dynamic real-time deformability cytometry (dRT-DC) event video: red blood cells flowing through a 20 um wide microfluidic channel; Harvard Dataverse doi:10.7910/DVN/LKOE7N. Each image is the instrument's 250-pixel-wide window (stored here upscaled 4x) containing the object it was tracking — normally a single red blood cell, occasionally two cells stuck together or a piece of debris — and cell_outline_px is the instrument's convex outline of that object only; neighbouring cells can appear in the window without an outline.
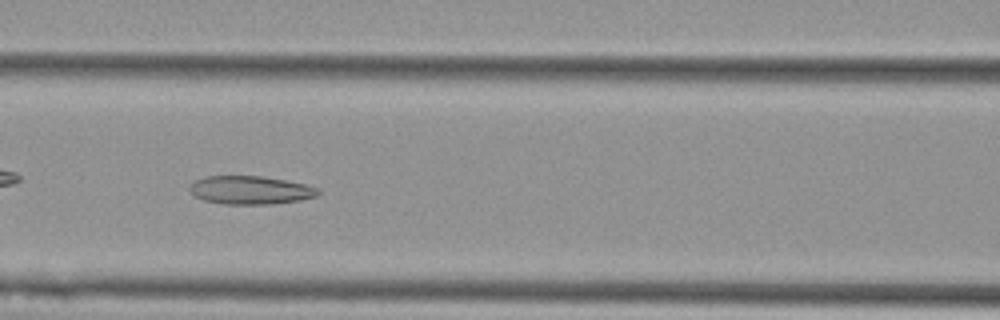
{"species": "Egyptian fruit bat (a non-hibernating species)", "species_latin": "Rousettus aegyptiacus", "temperature_condition": "cold", "stored_images_in_passage": 10, "camera_frame_rate_fps": 3000, "um_per_image_px": 0.085, "animal": {"sex": "female"}, "frame": {"image": 1, "passage_image": 7, "time_ms": 2.0, "image_size_px": [1000, 320], "cell_outline_px": [[320, 192], [316, 196], [300, 200], [268, 204], [224, 204], [204, 200], [196, 196], [188, 188], [196, 180], [204, 176], [264, 176], [304, 184], [320, 188]], "centroid_in_image_um": [21.3, 16.15], "position_along_channel_um": 145.3, "area_um2": 21.04}}
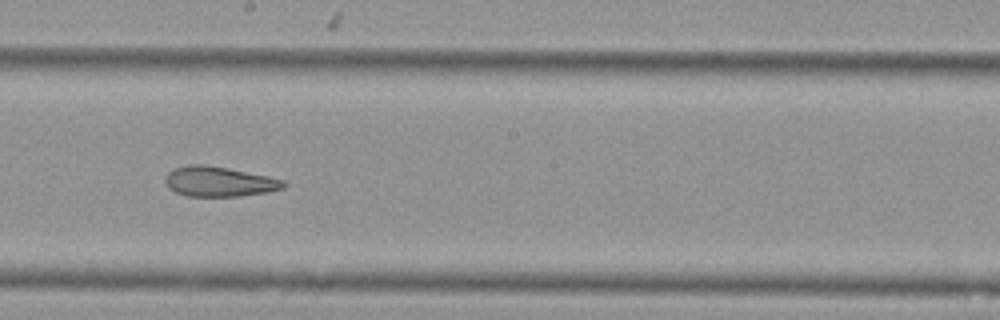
{"frame": {"image": 2, "passage_image": 9, "time_ms": 2.667, "image_size_px": [1000, 320], "cell_outline_px": [[288, 184], [284, 188], [268, 192], [240, 196], [188, 196], [176, 192], [168, 188], [164, 180], [168, 172], [172, 168], [188, 164], [204, 164], [228, 168], [268, 176], [284, 180]], "centroid_in_image_um": [18.62, 15.43], "position_along_channel_um": 229.6, "area_um2": 20.87}}
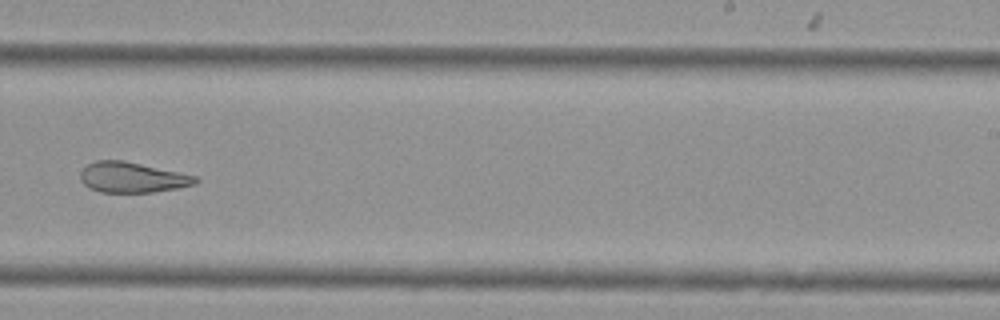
{"frame": {"image": 3, "passage_image": 10, "time_ms": 3.0, "image_size_px": [1000, 320], "cell_outline_px": [[200, 180], [196, 184], [176, 188], [152, 192], [100, 192], [84, 184], [80, 180], [80, 172], [88, 164], [96, 160], [124, 160], [196, 176]], "centroid_in_image_um": [11.23, 15.07], "position_along_channel_um": 277.8, "area_um2": 20.23}}